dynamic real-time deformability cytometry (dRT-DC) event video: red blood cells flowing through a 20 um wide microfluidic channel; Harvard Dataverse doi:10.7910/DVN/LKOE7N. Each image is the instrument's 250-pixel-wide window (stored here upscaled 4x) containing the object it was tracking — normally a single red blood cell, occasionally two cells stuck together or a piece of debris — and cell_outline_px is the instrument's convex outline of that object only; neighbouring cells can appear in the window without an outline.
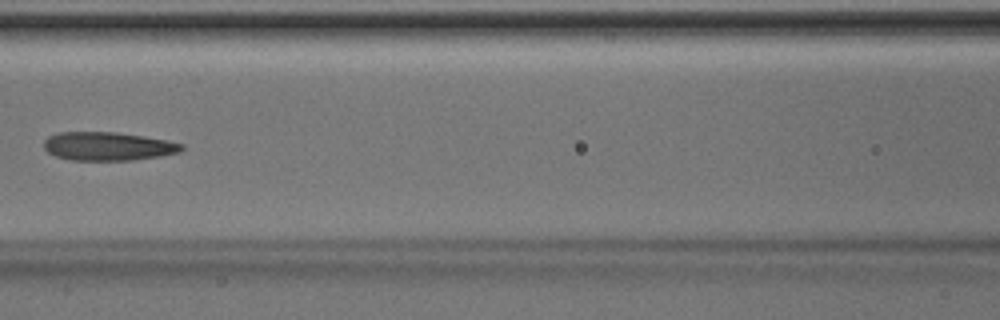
{"species": "Egyptian fruit bat (a non-hibernating species)", "species_latin": "Rousettus aegyptiacus", "temperature_condition": "room temperature", "stored_images_in_passage": 8, "camera_frame_rate_fps": 3000, "um_per_image_px": 0.085, "animal": {"sex": "male"}, "frame": {"image": 1, "passage_image": 7, "time_ms": 2.0, "image_size_px": [1000, 320], "cell_outline_px": [[184, 148], [180, 152], [160, 156], [132, 160], [68, 160], [56, 156], [48, 152], [44, 148], [44, 140], [48, 136], [60, 132], [116, 132], [144, 136], [168, 140], [184, 144]], "centroid_in_image_um": [9.19, 12.43], "position_along_channel_um": 157.4, "area_um2": 23.0}}